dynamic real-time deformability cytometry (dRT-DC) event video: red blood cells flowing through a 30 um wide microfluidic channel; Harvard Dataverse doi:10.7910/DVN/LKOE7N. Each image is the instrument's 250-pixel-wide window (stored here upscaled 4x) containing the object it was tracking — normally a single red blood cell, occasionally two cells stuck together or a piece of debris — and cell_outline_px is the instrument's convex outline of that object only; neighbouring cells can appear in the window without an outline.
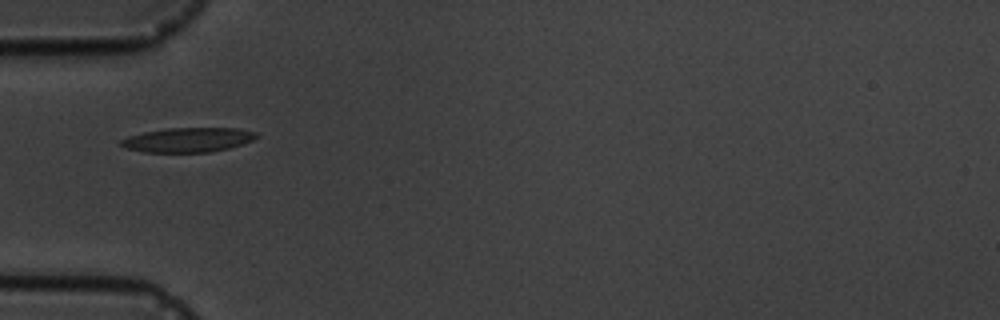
{"species": "common noctule bat (a hibernating species)", "species_latin": "Nyctalus noctula", "temperature_condition": "cold", "stored_images_in_passage": 10, "camera_frame_rate_fps": 3000, "um_per_image_px": 0.085, "animal": {"sex": "male", "body_mass_g": 19.5, "forearm_length_mm": 54.6}, "frame": {"image": 1, "passage_image": 5, "time_ms": 4.667, "image_size_px": [1000, 320], "cell_outline_px": [[260, 136], [244, 144], [212, 152], [144, 152], [128, 148], [120, 144], [120, 140], [128, 136], [144, 132], [168, 128], [240, 128], [256, 132]], "centroid_in_image_um": [16.03, 11.88], "position_along_channel_um": 69.0, "area_um2": 19.36}}
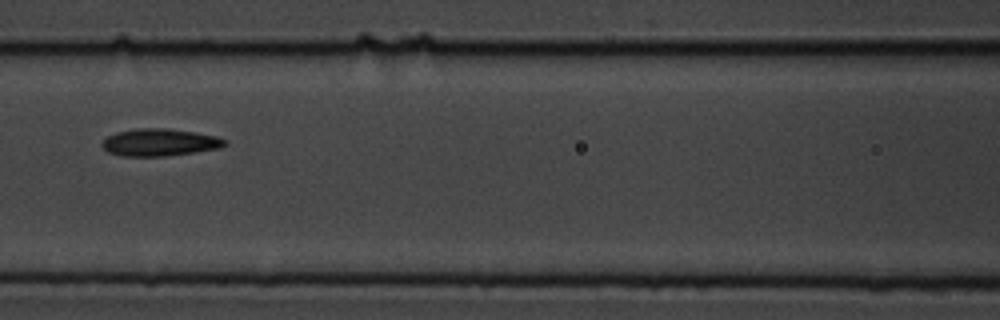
{"frame": {"image": 2, "passage_image": 7, "time_ms": 7.0, "image_size_px": [1000, 320], "cell_outline_px": [[228, 144], [220, 148], [196, 152], [164, 156], [120, 156], [108, 152], [100, 144], [108, 136], [116, 132], [136, 128], [168, 128], [196, 132], [216, 136], [228, 140]], "centroid_in_image_um": [13.6, 12.1], "position_along_channel_um": 153.0, "area_um2": 19.71}}
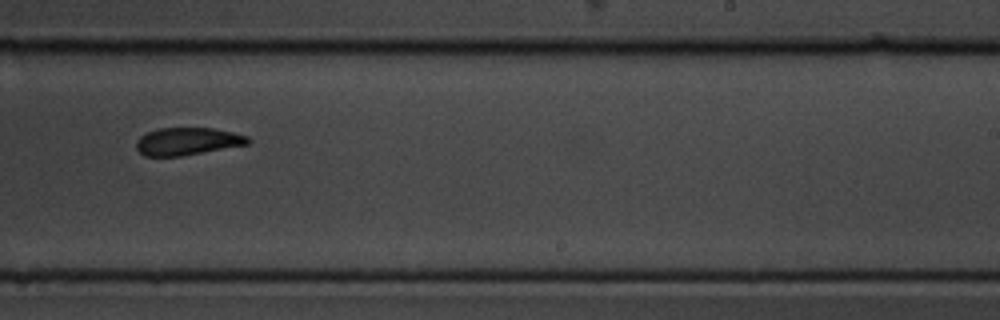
{"frame": {"image": 3, "passage_image": 10, "time_ms": 10.333, "image_size_px": [1000, 320], "cell_outline_px": [[252, 140], [248, 144], [180, 156], [144, 156], [136, 148], [136, 140], [140, 136], [156, 128], [212, 128], [232, 132], [248, 136]], "centroid_in_image_um": [15.91, 12.01], "position_along_channel_um": 273.1, "area_um2": 17.86}}